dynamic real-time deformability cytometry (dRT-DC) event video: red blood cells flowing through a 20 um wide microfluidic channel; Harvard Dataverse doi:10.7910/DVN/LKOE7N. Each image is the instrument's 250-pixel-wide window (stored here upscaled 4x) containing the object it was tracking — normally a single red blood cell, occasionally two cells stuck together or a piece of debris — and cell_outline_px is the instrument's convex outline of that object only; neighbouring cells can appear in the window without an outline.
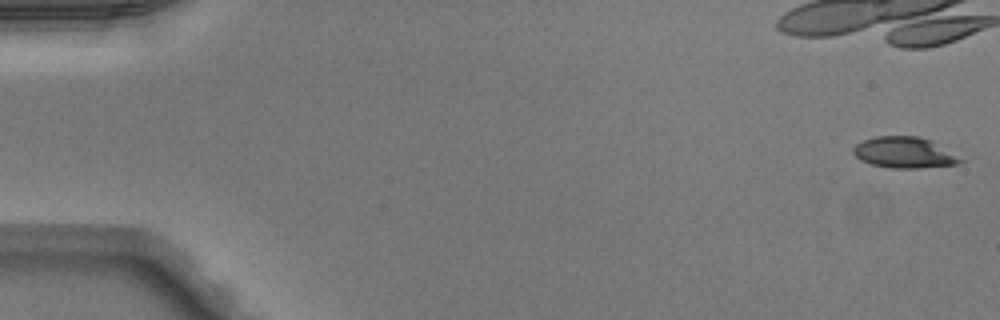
{"species": "Egyptian fruit bat (a non-hibernating species)", "species_latin": "Rousettus aegyptiacus", "temperature_condition": "warm", "stored_images_in_passage": 46, "camera_frame_rate_fps": 3000, "um_per_image_px": 0.085, "animal": {"sex": "male"}, "frame": {"image": 1, "passage_image": 1, "time_ms": 0.0, "image_size_px": [1000, 320], "cell_outline_px": [[964, 160], [956, 164], [916, 168], [892, 168], [872, 164], [860, 160], [852, 152], [852, 148], [856, 144], [864, 140], [876, 136], [916, 136], [932, 140]], "centroid_in_image_um": [76.83, 12.96], "position_along_channel_um": 8.2, "area_um2": 19.19}}